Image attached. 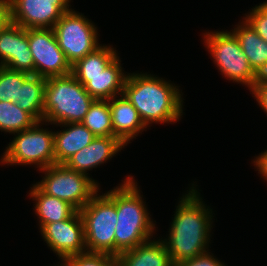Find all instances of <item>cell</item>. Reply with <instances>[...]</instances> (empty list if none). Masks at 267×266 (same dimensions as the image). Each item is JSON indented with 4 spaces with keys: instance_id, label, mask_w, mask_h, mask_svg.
I'll return each mask as SVG.
<instances>
[{
    "instance_id": "1",
    "label": "cell",
    "mask_w": 267,
    "mask_h": 266,
    "mask_svg": "<svg viewBox=\"0 0 267 266\" xmlns=\"http://www.w3.org/2000/svg\"><path fill=\"white\" fill-rule=\"evenodd\" d=\"M193 185L179 199L169 236L162 240L175 266L209 251L214 216Z\"/></svg>"
},
{
    "instance_id": "2",
    "label": "cell",
    "mask_w": 267,
    "mask_h": 266,
    "mask_svg": "<svg viewBox=\"0 0 267 266\" xmlns=\"http://www.w3.org/2000/svg\"><path fill=\"white\" fill-rule=\"evenodd\" d=\"M123 95L137 110L144 125L178 122L183 115V97L169 81L147 73H127Z\"/></svg>"
},
{
    "instance_id": "3",
    "label": "cell",
    "mask_w": 267,
    "mask_h": 266,
    "mask_svg": "<svg viewBox=\"0 0 267 266\" xmlns=\"http://www.w3.org/2000/svg\"><path fill=\"white\" fill-rule=\"evenodd\" d=\"M119 185L116 186L117 223L114 234L116 257L151 240L154 230L156 231L155 223L149 216L134 177L127 176Z\"/></svg>"
},
{
    "instance_id": "4",
    "label": "cell",
    "mask_w": 267,
    "mask_h": 266,
    "mask_svg": "<svg viewBox=\"0 0 267 266\" xmlns=\"http://www.w3.org/2000/svg\"><path fill=\"white\" fill-rule=\"evenodd\" d=\"M94 100L72 74L47 78L43 122L56 126L82 122Z\"/></svg>"
},
{
    "instance_id": "5",
    "label": "cell",
    "mask_w": 267,
    "mask_h": 266,
    "mask_svg": "<svg viewBox=\"0 0 267 266\" xmlns=\"http://www.w3.org/2000/svg\"><path fill=\"white\" fill-rule=\"evenodd\" d=\"M79 212L84 224L87 252L115 256L116 187L102 195L96 193Z\"/></svg>"
},
{
    "instance_id": "6",
    "label": "cell",
    "mask_w": 267,
    "mask_h": 266,
    "mask_svg": "<svg viewBox=\"0 0 267 266\" xmlns=\"http://www.w3.org/2000/svg\"><path fill=\"white\" fill-rule=\"evenodd\" d=\"M203 34L206 48L219 72L228 80L246 85L251 92L259 76L251 68L235 35L227 30Z\"/></svg>"
},
{
    "instance_id": "7",
    "label": "cell",
    "mask_w": 267,
    "mask_h": 266,
    "mask_svg": "<svg viewBox=\"0 0 267 266\" xmlns=\"http://www.w3.org/2000/svg\"><path fill=\"white\" fill-rule=\"evenodd\" d=\"M42 124L43 121L36 122L31 128L14 134L15 138L6 147L0 163L36 165L39 171L54 165V131L41 128Z\"/></svg>"
},
{
    "instance_id": "8",
    "label": "cell",
    "mask_w": 267,
    "mask_h": 266,
    "mask_svg": "<svg viewBox=\"0 0 267 266\" xmlns=\"http://www.w3.org/2000/svg\"><path fill=\"white\" fill-rule=\"evenodd\" d=\"M45 174L36 185L46 194L59 198L80 211L99 192V184L90 176L74 171L65 164L40 170Z\"/></svg>"
},
{
    "instance_id": "9",
    "label": "cell",
    "mask_w": 267,
    "mask_h": 266,
    "mask_svg": "<svg viewBox=\"0 0 267 266\" xmlns=\"http://www.w3.org/2000/svg\"><path fill=\"white\" fill-rule=\"evenodd\" d=\"M83 15L70 8L53 27L58 45L70 65L101 46L97 27Z\"/></svg>"
},
{
    "instance_id": "10",
    "label": "cell",
    "mask_w": 267,
    "mask_h": 266,
    "mask_svg": "<svg viewBox=\"0 0 267 266\" xmlns=\"http://www.w3.org/2000/svg\"><path fill=\"white\" fill-rule=\"evenodd\" d=\"M27 35L34 75L47 79L71 74V65L60 49L53 29H27Z\"/></svg>"
},
{
    "instance_id": "11",
    "label": "cell",
    "mask_w": 267,
    "mask_h": 266,
    "mask_svg": "<svg viewBox=\"0 0 267 266\" xmlns=\"http://www.w3.org/2000/svg\"><path fill=\"white\" fill-rule=\"evenodd\" d=\"M71 0H9L10 21L25 29H53Z\"/></svg>"
},
{
    "instance_id": "12",
    "label": "cell",
    "mask_w": 267,
    "mask_h": 266,
    "mask_svg": "<svg viewBox=\"0 0 267 266\" xmlns=\"http://www.w3.org/2000/svg\"><path fill=\"white\" fill-rule=\"evenodd\" d=\"M40 231L44 242L62 262L69 256L87 251L84 224L79 211L68 219L45 224Z\"/></svg>"
},
{
    "instance_id": "13",
    "label": "cell",
    "mask_w": 267,
    "mask_h": 266,
    "mask_svg": "<svg viewBox=\"0 0 267 266\" xmlns=\"http://www.w3.org/2000/svg\"><path fill=\"white\" fill-rule=\"evenodd\" d=\"M0 66L34 75L27 29L9 22L0 30Z\"/></svg>"
},
{
    "instance_id": "14",
    "label": "cell",
    "mask_w": 267,
    "mask_h": 266,
    "mask_svg": "<svg viewBox=\"0 0 267 266\" xmlns=\"http://www.w3.org/2000/svg\"><path fill=\"white\" fill-rule=\"evenodd\" d=\"M125 145L115 136L95 137L94 140L72 155L64 164L74 171L88 175V171L110 160Z\"/></svg>"
},
{
    "instance_id": "15",
    "label": "cell",
    "mask_w": 267,
    "mask_h": 266,
    "mask_svg": "<svg viewBox=\"0 0 267 266\" xmlns=\"http://www.w3.org/2000/svg\"><path fill=\"white\" fill-rule=\"evenodd\" d=\"M121 60L117 56L106 68L96 76H74L89 95L97 100H110L123 93L127 74L121 67Z\"/></svg>"
},
{
    "instance_id": "16",
    "label": "cell",
    "mask_w": 267,
    "mask_h": 266,
    "mask_svg": "<svg viewBox=\"0 0 267 266\" xmlns=\"http://www.w3.org/2000/svg\"><path fill=\"white\" fill-rule=\"evenodd\" d=\"M120 96L111 98L109 105L114 136L126 146L147 127L131 102L123 94Z\"/></svg>"
},
{
    "instance_id": "17",
    "label": "cell",
    "mask_w": 267,
    "mask_h": 266,
    "mask_svg": "<svg viewBox=\"0 0 267 266\" xmlns=\"http://www.w3.org/2000/svg\"><path fill=\"white\" fill-rule=\"evenodd\" d=\"M59 126L65 127V129L54 131L55 164H64L72 155L89 145L96 137L81 122L59 124Z\"/></svg>"
},
{
    "instance_id": "18",
    "label": "cell",
    "mask_w": 267,
    "mask_h": 266,
    "mask_svg": "<svg viewBox=\"0 0 267 266\" xmlns=\"http://www.w3.org/2000/svg\"><path fill=\"white\" fill-rule=\"evenodd\" d=\"M118 266H175L162 238L149 240L116 257Z\"/></svg>"
},
{
    "instance_id": "19",
    "label": "cell",
    "mask_w": 267,
    "mask_h": 266,
    "mask_svg": "<svg viewBox=\"0 0 267 266\" xmlns=\"http://www.w3.org/2000/svg\"><path fill=\"white\" fill-rule=\"evenodd\" d=\"M232 33L254 72L258 76H267V42L245 20L239 22Z\"/></svg>"
},
{
    "instance_id": "20",
    "label": "cell",
    "mask_w": 267,
    "mask_h": 266,
    "mask_svg": "<svg viewBox=\"0 0 267 266\" xmlns=\"http://www.w3.org/2000/svg\"><path fill=\"white\" fill-rule=\"evenodd\" d=\"M30 189V198L35 200V215L38 216L40 229L53 222L70 218L77 210L59 198L44 193L36 184Z\"/></svg>"
},
{
    "instance_id": "21",
    "label": "cell",
    "mask_w": 267,
    "mask_h": 266,
    "mask_svg": "<svg viewBox=\"0 0 267 266\" xmlns=\"http://www.w3.org/2000/svg\"><path fill=\"white\" fill-rule=\"evenodd\" d=\"M46 78L30 75L20 87L17 105L37 122L43 121Z\"/></svg>"
},
{
    "instance_id": "22",
    "label": "cell",
    "mask_w": 267,
    "mask_h": 266,
    "mask_svg": "<svg viewBox=\"0 0 267 266\" xmlns=\"http://www.w3.org/2000/svg\"><path fill=\"white\" fill-rule=\"evenodd\" d=\"M117 56L118 54L114 48L101 45L95 51L71 65V74L73 76H96L101 74Z\"/></svg>"
},
{
    "instance_id": "23",
    "label": "cell",
    "mask_w": 267,
    "mask_h": 266,
    "mask_svg": "<svg viewBox=\"0 0 267 266\" xmlns=\"http://www.w3.org/2000/svg\"><path fill=\"white\" fill-rule=\"evenodd\" d=\"M81 123L96 137L114 136L109 100L95 99Z\"/></svg>"
},
{
    "instance_id": "24",
    "label": "cell",
    "mask_w": 267,
    "mask_h": 266,
    "mask_svg": "<svg viewBox=\"0 0 267 266\" xmlns=\"http://www.w3.org/2000/svg\"><path fill=\"white\" fill-rule=\"evenodd\" d=\"M37 121L17 103L0 102V130L5 133L16 134L31 128Z\"/></svg>"
},
{
    "instance_id": "25",
    "label": "cell",
    "mask_w": 267,
    "mask_h": 266,
    "mask_svg": "<svg viewBox=\"0 0 267 266\" xmlns=\"http://www.w3.org/2000/svg\"><path fill=\"white\" fill-rule=\"evenodd\" d=\"M30 75L0 66V102L19 101L20 87Z\"/></svg>"
},
{
    "instance_id": "26",
    "label": "cell",
    "mask_w": 267,
    "mask_h": 266,
    "mask_svg": "<svg viewBox=\"0 0 267 266\" xmlns=\"http://www.w3.org/2000/svg\"><path fill=\"white\" fill-rule=\"evenodd\" d=\"M63 264L65 266H114L116 264V256L86 251L67 257Z\"/></svg>"
},
{
    "instance_id": "27",
    "label": "cell",
    "mask_w": 267,
    "mask_h": 266,
    "mask_svg": "<svg viewBox=\"0 0 267 266\" xmlns=\"http://www.w3.org/2000/svg\"><path fill=\"white\" fill-rule=\"evenodd\" d=\"M243 18L267 42V1L253 7Z\"/></svg>"
},
{
    "instance_id": "28",
    "label": "cell",
    "mask_w": 267,
    "mask_h": 266,
    "mask_svg": "<svg viewBox=\"0 0 267 266\" xmlns=\"http://www.w3.org/2000/svg\"><path fill=\"white\" fill-rule=\"evenodd\" d=\"M176 266H226L224 262L213 257V254L210 252H205L195 258L184 260Z\"/></svg>"
},
{
    "instance_id": "29",
    "label": "cell",
    "mask_w": 267,
    "mask_h": 266,
    "mask_svg": "<svg viewBox=\"0 0 267 266\" xmlns=\"http://www.w3.org/2000/svg\"><path fill=\"white\" fill-rule=\"evenodd\" d=\"M251 92L250 94L254 95L253 97L267 115V76H259Z\"/></svg>"
},
{
    "instance_id": "30",
    "label": "cell",
    "mask_w": 267,
    "mask_h": 266,
    "mask_svg": "<svg viewBox=\"0 0 267 266\" xmlns=\"http://www.w3.org/2000/svg\"><path fill=\"white\" fill-rule=\"evenodd\" d=\"M253 163L258 173L261 175V178L267 182V150L261 152V154L253 160Z\"/></svg>"
},
{
    "instance_id": "31",
    "label": "cell",
    "mask_w": 267,
    "mask_h": 266,
    "mask_svg": "<svg viewBox=\"0 0 267 266\" xmlns=\"http://www.w3.org/2000/svg\"><path fill=\"white\" fill-rule=\"evenodd\" d=\"M9 22V0H0V30Z\"/></svg>"
}]
</instances>
